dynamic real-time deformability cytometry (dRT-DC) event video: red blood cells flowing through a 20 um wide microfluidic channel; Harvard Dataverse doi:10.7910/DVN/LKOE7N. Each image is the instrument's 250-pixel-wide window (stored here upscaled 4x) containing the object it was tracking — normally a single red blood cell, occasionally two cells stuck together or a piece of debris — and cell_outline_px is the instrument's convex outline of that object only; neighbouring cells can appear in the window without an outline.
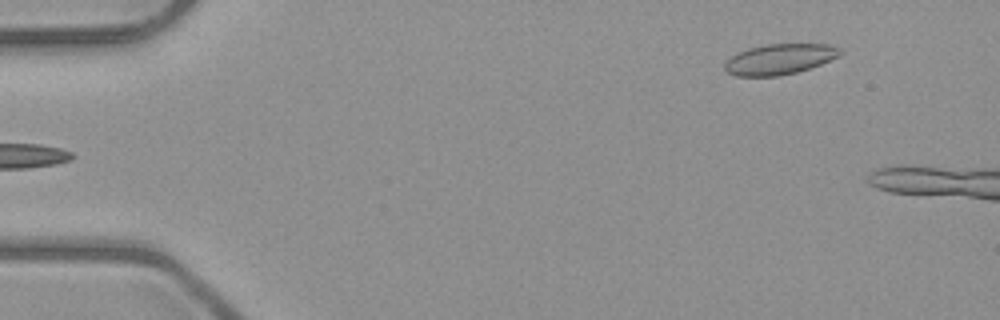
{"species": "common noctule bat (a hibernating species)", "species_latin": "Nyctalus noctula", "temperature_condition": "room temperature", "stored_images_in_passage": 5, "segment_of_instrument_passage": [2, 2], "camera_frame_rate_fps": 3000, "um_per_image_px": 0.085, "animal": {"sex": "male", "body_mass_g": 23.1, "forearm_length_mm": 52.7}, "frame": {"image": 1, "passage_image": 5, "time_ms": 4.667, "image_size_px": [1000, 320], "cell_outline_px": [[844, 52], [840, 56], [820, 64], [796, 72], [780, 76], [736, 76], [728, 72], [724, 68], [724, 64], [736, 52], [748, 48], [768, 44], [828, 44], [840, 48]], "centroid_in_image_um": [66.27, 5.02], "position_along_channel_um": 18.7, "area_um2": 20.52}}